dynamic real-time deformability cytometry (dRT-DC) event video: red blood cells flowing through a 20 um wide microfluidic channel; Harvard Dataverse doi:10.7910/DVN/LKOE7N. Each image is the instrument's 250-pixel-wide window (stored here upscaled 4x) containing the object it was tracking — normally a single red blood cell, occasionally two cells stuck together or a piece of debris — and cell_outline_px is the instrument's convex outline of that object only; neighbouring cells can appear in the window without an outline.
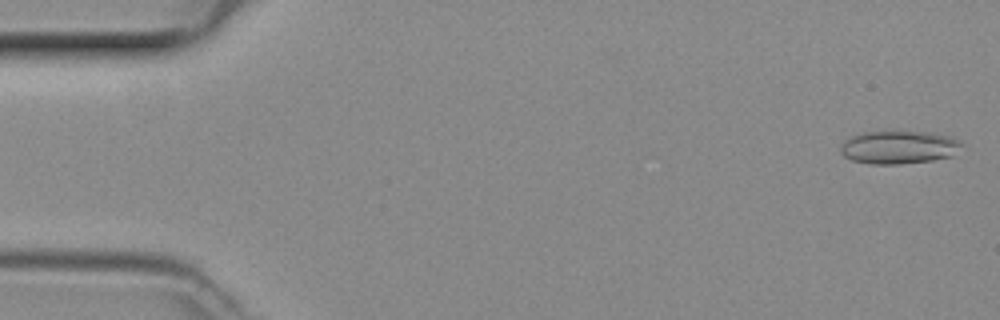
{"species": "common noctule bat (a hibernating species)", "species_latin": "Nyctalus noctula", "temperature_condition": "room temperature", "stored_images_in_passage": 48, "camera_frame_rate_fps": 3000, "um_per_image_px": 0.085, "animal": {"sex": "female", "body_mass_g": 29.2, "forearm_length_mm": 56.3}, "frame": {"image": 1, "passage_image": 1, "time_ms": 0.0, "image_size_px": [1000, 320], "cell_outline_px": [[964, 144], [952, 156], [932, 160], [900, 164], [872, 164], [852, 160], [844, 156], [840, 152], [840, 144], [844, 140], [852, 136], [864, 132], [924, 132], [948, 136]], "centroid_in_image_um": [76.36, 12.53], "position_along_channel_um": 8.6, "area_um2": 23.12}}
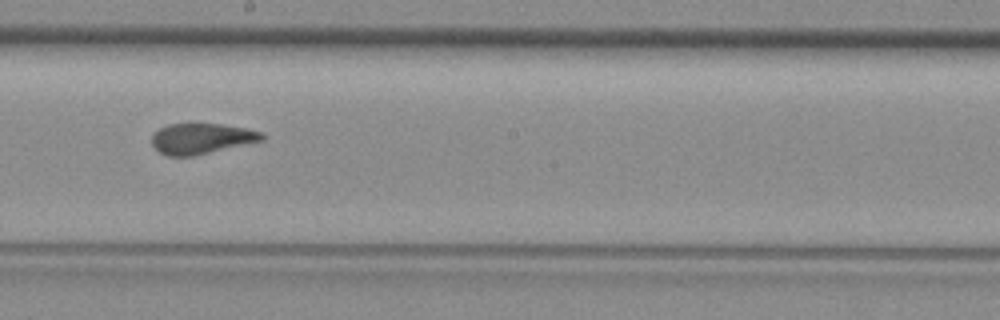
{"frame": {"image": 2, "passage_image": 26, "time_ms": 8.333, "image_size_px": [1000, 320], "cell_outline_px": [[264, 140], [192, 156], [164, 156], [152, 144], [152, 132], [168, 124], [220, 124], [248, 128], [264, 132]], "centroid_in_image_um": [17.12, 11.77], "position_along_channel_um": 231.1, "area_um2": 19.65}}
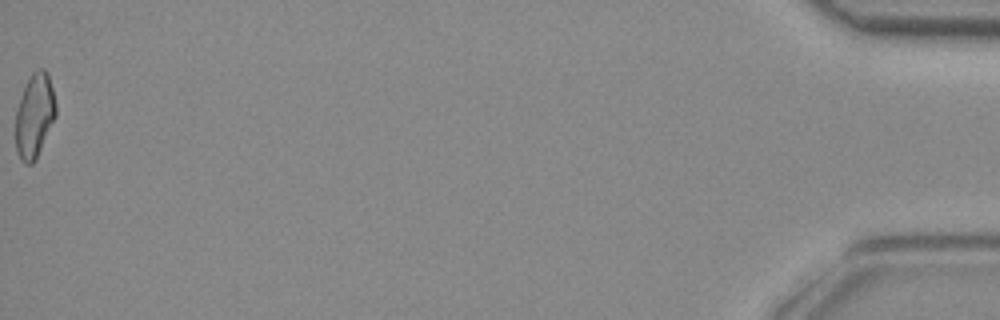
{"frame": {"image": 3, "passage_image": 48, "time_ms": 15.667, "image_size_px": [1000, 320], "cell_outline_px": [[56, 116], [36, 160], [32, 164], [24, 164], [20, 160], [16, 152], [16, 108], [20, 96], [32, 72], [40, 68], [44, 68], [48, 72], [56, 104]], "centroid_in_image_um": [2.93, 9.85], "position_along_channel_um": 432.3, "area_um2": 19.94}}